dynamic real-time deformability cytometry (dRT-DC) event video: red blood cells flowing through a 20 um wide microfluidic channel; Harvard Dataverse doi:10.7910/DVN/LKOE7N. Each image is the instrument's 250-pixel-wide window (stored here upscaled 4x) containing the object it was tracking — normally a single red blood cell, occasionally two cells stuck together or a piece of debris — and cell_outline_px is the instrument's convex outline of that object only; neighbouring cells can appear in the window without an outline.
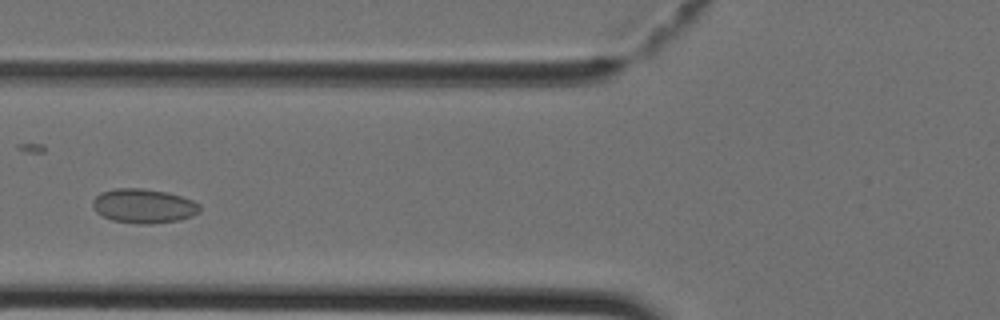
{"species": "Egyptian fruit bat (a non-hibernating species)", "species_latin": "Rousettus aegyptiacus", "temperature_condition": "cold", "stored_images_in_passage": 35, "camera_frame_rate_fps": 3000, "um_per_image_px": 0.085, "animal": {"sex": "female"}, "frame": {"image": 1, "passage_image": 9, "time_ms": 2.667, "image_size_px": [1000, 320], "cell_outline_px": [[200, 212], [192, 216], [180, 220], [152, 224], [140, 224], [112, 220], [96, 212], [92, 208], [92, 200], [100, 192], [116, 188], [144, 188], [168, 192], [192, 200], [200, 204]], "centroid_in_image_um": [12.21, 17.5], "position_along_channel_um": 113.6, "area_um2": 21.62}}
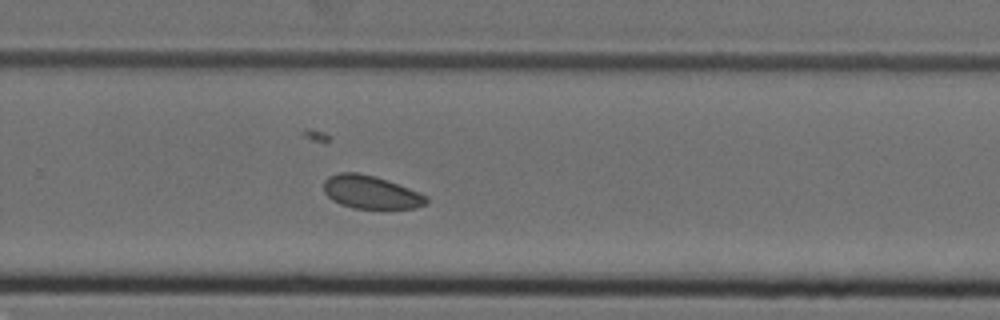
{"frame": {"image": 2, "passage_image": 21, "time_ms": 6.667, "image_size_px": [1000, 320], "cell_outline_px": [[428, 204], [416, 208], [352, 208], [340, 204], [332, 200], [324, 192], [324, 180], [328, 176], [340, 172], [360, 172], [376, 176], [408, 188], [428, 196]], "centroid_in_image_um": [31.51, 16.33], "position_along_channel_um": 298.3, "area_um2": 19.88}}
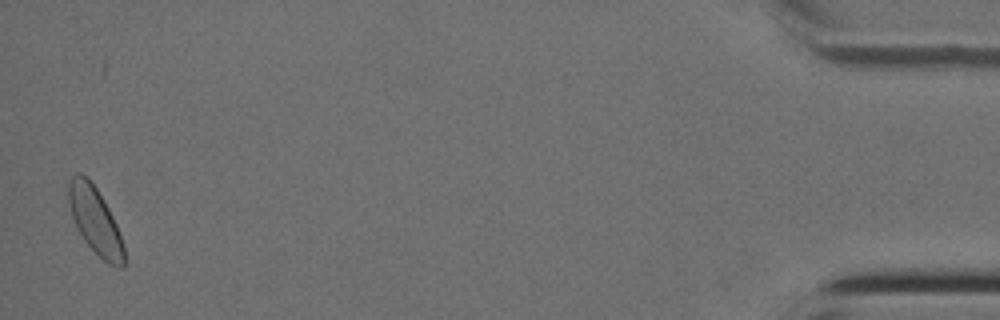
{"frame": {"image": 3, "passage_image": 35, "time_ms": 11.333, "image_size_px": [1000, 320], "cell_outline_px": [[124, 268], [116, 268], [108, 264], [84, 240], [76, 228], [68, 204], [68, 184], [72, 176], [76, 172], [80, 172], [88, 176], [96, 188], [108, 208], [116, 224], [124, 244]], "centroid_in_image_um": [8.08, 18.73], "position_along_channel_um": 427.1, "area_um2": 21.62}}